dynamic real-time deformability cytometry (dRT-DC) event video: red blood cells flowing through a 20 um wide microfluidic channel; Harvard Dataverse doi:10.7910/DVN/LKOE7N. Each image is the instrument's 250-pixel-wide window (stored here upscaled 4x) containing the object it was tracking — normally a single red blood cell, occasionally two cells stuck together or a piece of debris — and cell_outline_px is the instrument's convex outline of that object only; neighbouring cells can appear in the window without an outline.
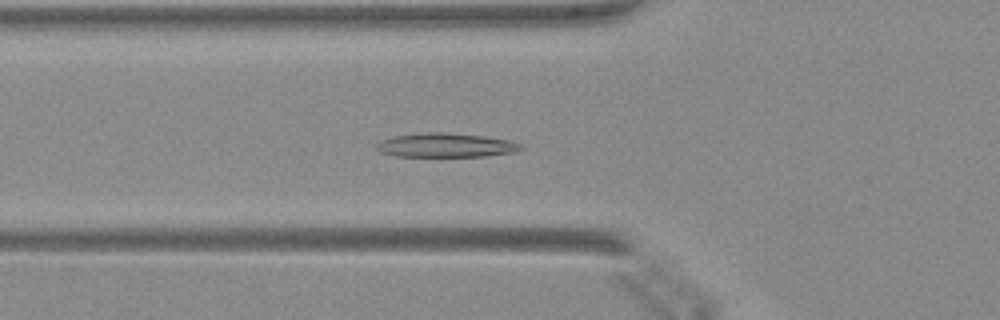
{"species": "Egyptian fruit bat (a non-hibernating species)", "species_latin": "Rousettus aegyptiacus", "temperature_condition": "warm", "stored_images_in_passage": 29, "camera_frame_rate_fps": 3000, "um_per_image_px": 0.085, "animal": {"sex": "female"}, "frame": {"image": 1, "passage_image": 7, "time_ms": 2.0, "image_size_px": [1000, 320], "cell_outline_px": [[524, 148], [516, 152], [484, 156], [396, 156], [380, 152], [376, 148], [376, 144], [384, 140], [396, 136], [428, 132], [440, 132], [484, 136], [508, 140], [520, 144]], "centroid_in_image_um": [37.92, 12.35], "position_along_channel_um": 87.9, "area_um2": 19.94}}
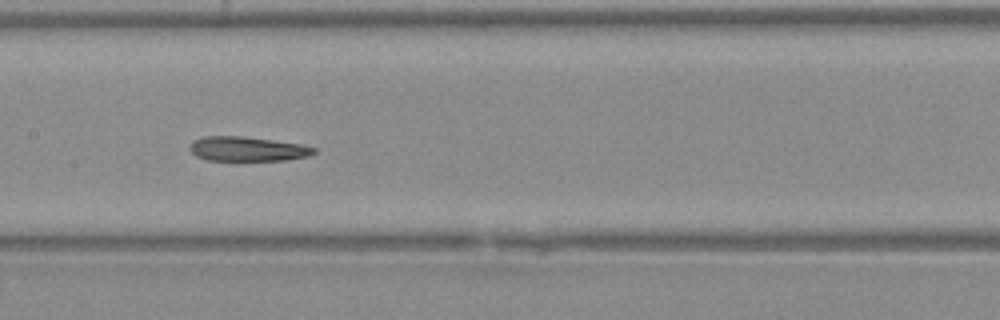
{"frame": {"image": 2, "passage_image": 14, "time_ms": 4.333, "image_size_px": [1000, 320], "cell_outline_px": [[316, 152], [308, 156], [284, 160], [208, 160], [196, 156], [188, 148], [192, 140], [204, 136], [240, 136], [272, 140], [300, 144], [316, 148]], "centroid_in_image_um": [20.99, 12.65], "position_along_channel_um": 186.4, "area_um2": 17.63}}
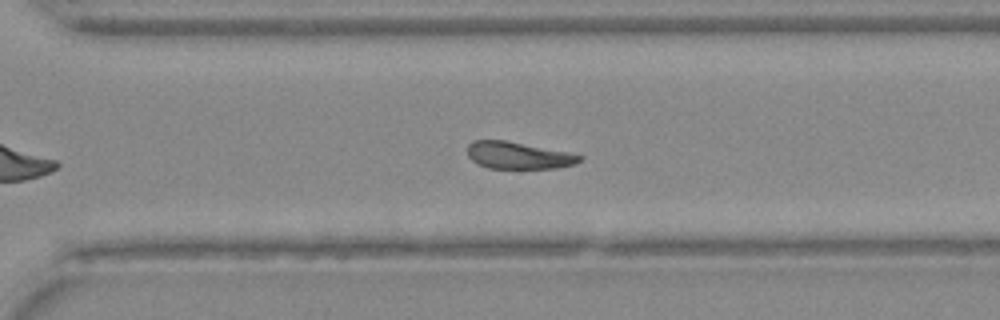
{"frame": {"image": 3, "passage_image": 24, "time_ms": 7.667, "image_size_px": [1000, 320], "cell_outline_px": [[584, 156], [576, 164], [556, 168], [488, 168], [476, 164], [468, 156], [468, 144], [472, 140], [504, 140], [568, 152]], "centroid_in_image_um": [44.03, 13.21], "position_along_channel_um": 326.6, "area_um2": 17.63}}